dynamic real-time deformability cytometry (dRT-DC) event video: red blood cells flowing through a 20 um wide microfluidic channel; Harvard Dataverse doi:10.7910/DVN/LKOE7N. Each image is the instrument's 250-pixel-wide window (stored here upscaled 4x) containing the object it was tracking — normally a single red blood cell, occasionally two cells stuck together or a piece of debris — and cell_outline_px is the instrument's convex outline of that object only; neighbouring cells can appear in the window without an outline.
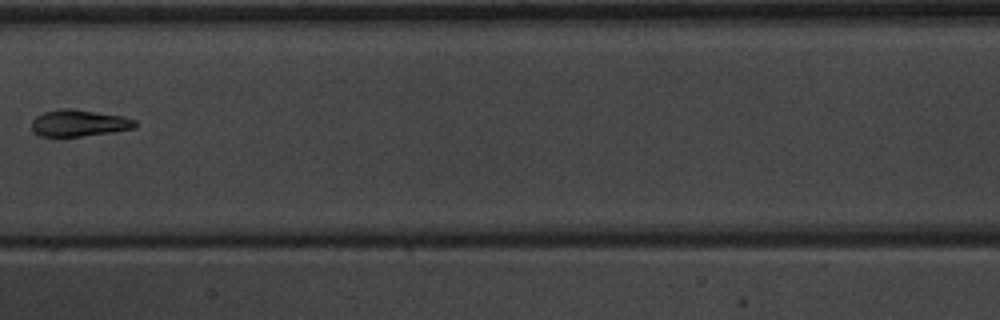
{"species": "common noctule bat (a hibernating species)", "species_latin": "Nyctalus noctula", "temperature_condition": "warm", "stored_images_in_passage": 10, "camera_frame_rate_fps": 3000, "um_per_image_px": 0.085, "animal": {"sex": "male", "body_mass_g": 20.1, "forearm_length_mm": 53.5}, "frame": {"image": 1, "passage_image": 9, "time_ms": 10.333, "image_size_px": [1000, 320], "cell_outline_px": [[136, 128], [112, 132], [80, 136], [40, 136], [32, 128], [32, 120], [36, 116], [44, 112], [60, 108], [68, 108], [124, 116], [136, 120]], "centroid_in_image_um": [6.73, 10.45], "position_along_channel_um": 200.7, "area_um2": 15.95}}
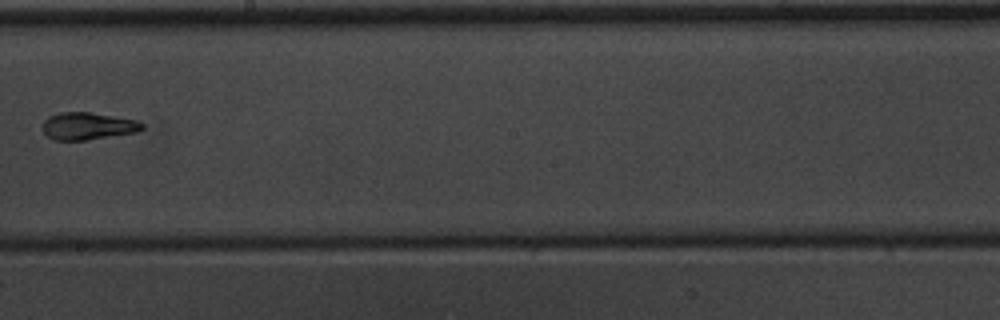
{"frame": {"image": 2, "passage_image": 10, "time_ms": 11.333, "image_size_px": [1000, 320], "cell_outline_px": [[144, 128], [136, 132], [84, 140], [56, 140], [48, 136], [44, 132], [40, 124], [48, 116], [60, 112], [88, 112], [140, 120], [144, 124]], "centroid_in_image_um": [7.45, 10.7], "position_along_channel_um": 240.7, "area_um2": 15.9}}